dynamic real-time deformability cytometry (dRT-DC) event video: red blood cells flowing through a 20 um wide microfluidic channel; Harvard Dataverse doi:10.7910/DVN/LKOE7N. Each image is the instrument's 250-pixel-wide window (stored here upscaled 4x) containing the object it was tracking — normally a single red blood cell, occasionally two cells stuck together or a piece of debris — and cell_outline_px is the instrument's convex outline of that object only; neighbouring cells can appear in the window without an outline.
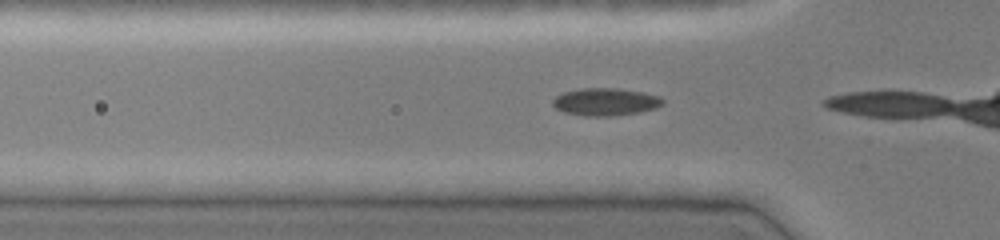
{"species": "common noctule bat (a hibernating species)", "species_latin": "Nyctalus noctula", "temperature_condition": "cold", "stored_images_in_passage": 9, "camera_frame_rate_fps": 3000, "um_per_image_px": 0.085, "animal": {"sex": "female", "body_mass_g": 19.0, "forearm_length_mm": 51.5}, "frame": {"image": 1, "passage_image": 8, "time_ms": 2.333, "image_size_px": [1000, 240], "cell_outline_px": [[664, 104], [656, 108], [640, 112], [608, 116], [588, 116], [564, 112], [556, 108], [552, 104], [552, 100], [556, 96], [564, 92], [580, 88], [616, 88], [640, 92], [660, 96], [664, 100]], "centroid_in_image_um": [51.47, 8.65], "position_along_channel_um": 74.3, "area_um2": 17.57}}